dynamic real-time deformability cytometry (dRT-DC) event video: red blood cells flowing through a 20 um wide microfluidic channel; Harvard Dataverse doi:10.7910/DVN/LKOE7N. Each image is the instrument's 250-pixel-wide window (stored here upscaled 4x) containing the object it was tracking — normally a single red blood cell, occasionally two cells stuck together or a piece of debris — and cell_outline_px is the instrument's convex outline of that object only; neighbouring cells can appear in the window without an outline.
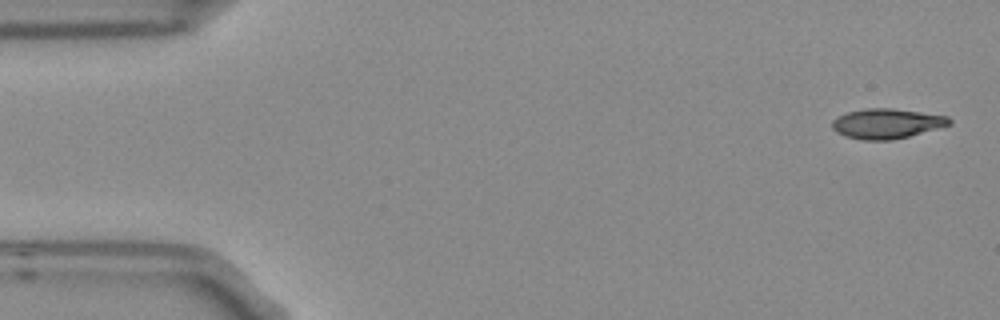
{"species": "Egyptian fruit bat (a non-hibernating species)", "species_latin": "Rousettus aegyptiacus", "temperature_condition": "room temperature", "stored_images_in_passage": 7, "camera_frame_rate_fps": 3000, "um_per_image_px": 0.085, "frame": {"image": 1, "passage_image": 1, "time_ms": 0.0, "image_size_px": [1000, 320], "cell_outline_px": [[952, 124], [908, 136], [892, 140], [860, 140], [844, 136], [836, 132], [832, 128], [832, 120], [836, 116], [848, 112], [864, 108], [892, 108], [948, 116], [952, 120]], "centroid_in_image_um": [75.33, 10.5], "position_along_channel_um": 9.7, "area_um2": 20.52}}
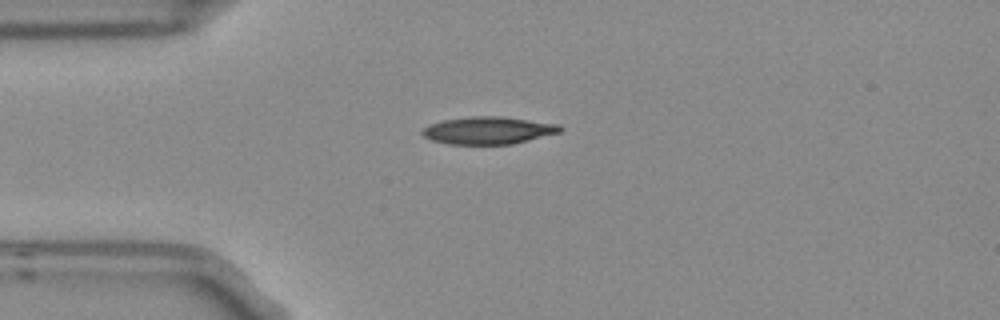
{"frame": {"image": 2, "passage_image": 4, "time_ms": 1.0, "image_size_px": [1000, 320], "cell_outline_px": [[564, 128], [560, 132], [512, 144], [448, 144], [432, 140], [424, 136], [420, 132], [424, 128], [432, 124], [444, 120], [472, 116], [500, 116], [560, 124]], "centroid_in_image_um": [41.53, 11.08], "position_along_channel_um": 43.5, "area_um2": 21.85}}
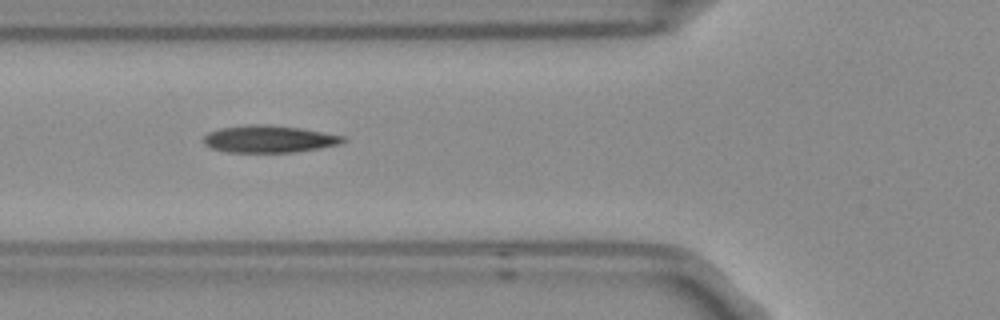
{"frame": {"image": 3, "passage_image": 6, "time_ms": 1.667, "image_size_px": [1000, 320], "cell_outline_px": [[348, 140], [336, 144], [316, 148], [292, 152], [224, 152], [212, 148], [204, 144], [204, 136], [208, 132], [220, 128], [244, 124], [268, 124], [300, 128], [344, 136]], "centroid_in_image_um": [22.8, 11.8], "position_along_channel_um": 103.0, "area_um2": 21.96}}